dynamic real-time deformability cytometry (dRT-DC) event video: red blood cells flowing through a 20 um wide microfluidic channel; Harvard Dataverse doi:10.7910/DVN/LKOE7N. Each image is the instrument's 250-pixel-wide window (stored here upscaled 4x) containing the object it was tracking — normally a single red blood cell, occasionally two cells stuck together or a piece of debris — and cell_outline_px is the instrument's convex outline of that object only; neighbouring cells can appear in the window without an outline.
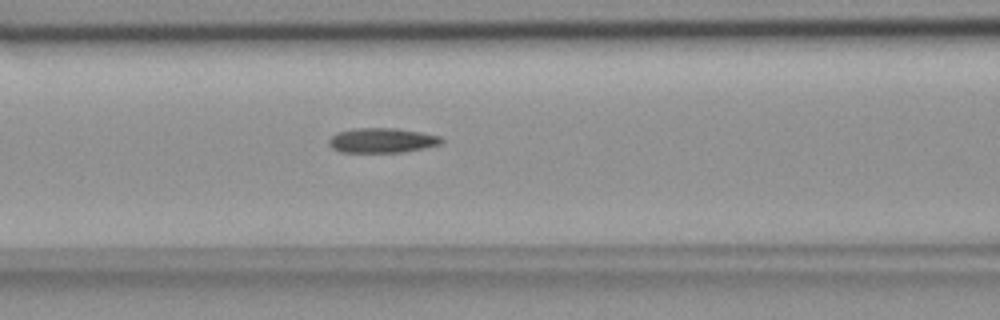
{"species": "common noctule bat (a hibernating species)", "species_latin": "Nyctalus noctula", "temperature_condition": "room temperature", "stored_images_in_passage": 41, "camera_frame_rate_fps": 3000, "um_per_image_px": 0.085, "animal": {"sex": "female", "body_mass_g": 18.4}, "frame": {"image": 1, "passage_image": 14, "time_ms": 4.333, "image_size_px": [1000, 320], "cell_outline_px": [[444, 140], [440, 144], [424, 148], [404, 152], [340, 152], [332, 148], [328, 144], [328, 140], [332, 136], [340, 132], [360, 128], [396, 128], [420, 132], [440, 136]], "centroid_in_image_um": [32.49, 11.94], "position_along_channel_um": 134.1, "area_um2": 16.13}}
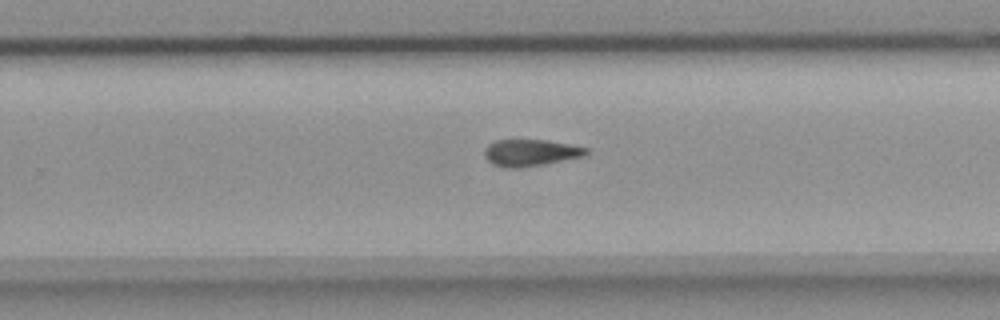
{"frame": {"image": 2, "passage_image": 26, "time_ms": 8.333, "image_size_px": [1000, 320], "cell_outline_px": [[588, 152], [584, 156], [544, 164], [516, 168], [512, 168], [492, 164], [484, 156], [484, 148], [488, 144], [496, 140], [548, 140], [588, 148]], "centroid_in_image_um": [45.08, 12.97], "position_along_channel_um": 284.7, "area_um2": 15.72}}
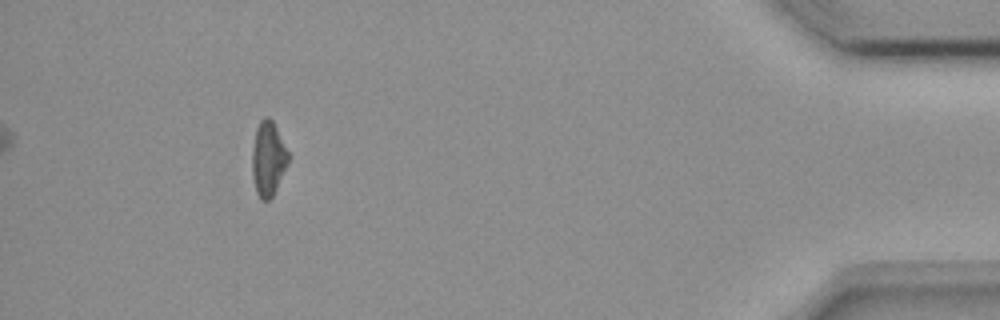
{"frame": {"image": 3, "passage_image": 41, "time_ms": 13.333, "image_size_px": [1000, 320], "cell_outline_px": [[288, 164], [272, 196], [268, 200], [260, 200], [256, 192], [252, 176], [252, 148], [256, 128], [260, 120], [264, 116], [268, 116], [272, 120], [288, 152]], "centroid_in_image_um": [22.77, 13.49], "position_along_channel_um": 412.4, "area_um2": 15.61}, "authors_computed_cell_mechanics": {"area_um2": 16.0684, "velocity_mm_per_s": 3.778, "shape_relaxation_time_tau1_ms": null, "shape_relaxation_time_tau2_ms": 7.4393, "deformation_change_tau1": null, "deformation_change_tau2": 0.178}}